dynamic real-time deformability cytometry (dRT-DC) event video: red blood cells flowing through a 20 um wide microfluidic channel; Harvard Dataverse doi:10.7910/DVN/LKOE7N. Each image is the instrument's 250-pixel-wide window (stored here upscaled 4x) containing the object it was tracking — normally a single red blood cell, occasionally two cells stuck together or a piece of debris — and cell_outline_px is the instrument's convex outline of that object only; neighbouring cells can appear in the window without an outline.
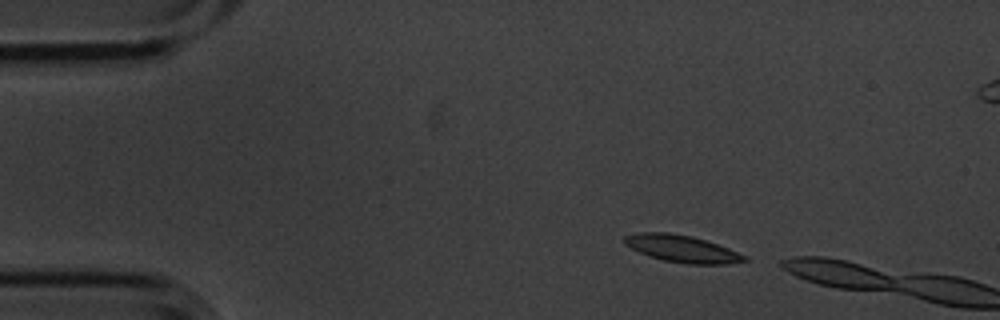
{"species": "common noctule bat (a hibernating species)", "species_latin": "Nyctalus noctula", "temperature_condition": "cold", "stored_images_in_passage": 3, "camera_frame_rate_fps": 3000, "um_per_image_px": 0.085, "animal": {"sex": "male", "body_mass_g": 20.1, "forearm_length_mm": 53.5}, "frame": {"image": 1, "passage_image": 1, "time_ms": 0.0, "image_size_px": [1000, 320], "cell_outline_px": [[752, 260], [728, 264], [688, 264], [664, 260], [648, 256], [624, 244], [624, 236], [640, 232], [668, 232], [692, 236], [728, 248], [748, 256]], "centroid_in_image_um": [58.01, 21.15], "position_along_channel_um": 27.0, "area_um2": 18.96}}